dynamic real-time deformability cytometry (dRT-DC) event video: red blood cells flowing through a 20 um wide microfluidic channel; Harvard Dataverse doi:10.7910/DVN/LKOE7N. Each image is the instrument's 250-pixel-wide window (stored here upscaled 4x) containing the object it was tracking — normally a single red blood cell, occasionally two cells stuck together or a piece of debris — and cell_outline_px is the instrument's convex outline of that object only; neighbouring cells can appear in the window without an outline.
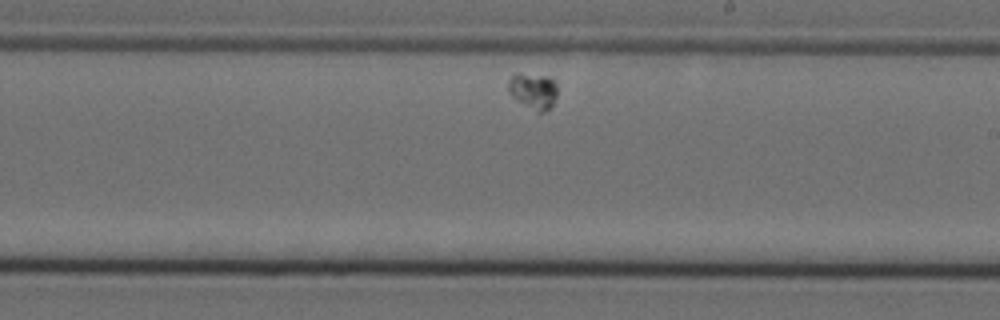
{"species": "Egyptian fruit bat (a non-hibernating species)", "species_latin": "Rousettus aegyptiacus", "temperature_condition": "cold", "stored_images_in_passage": 32, "camera_frame_rate_fps": 3000, "um_per_image_px": 0.085, "animal": {"sex": "female"}, "frame": {"image": 1, "passage_image": 19, "time_ms": 6.0, "image_size_px": [1000, 320], "cell_outline_px": [[556, 96], [552, 108], [544, 112], [536, 112], [516, 100], [508, 92], [508, 80], [512, 72], [516, 72], [544, 76], [552, 80], [556, 84]], "centroid_in_image_um": [45.28, 7.73], "position_along_channel_um": 243.7, "area_um2": 10.52}}
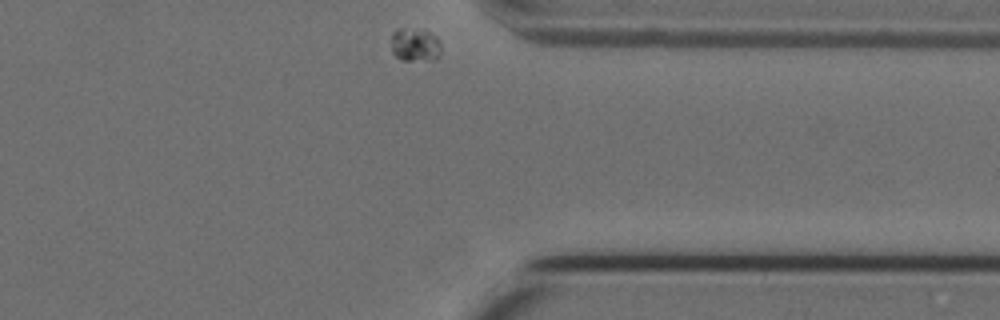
{"frame": {"image": 2, "passage_image": 32, "time_ms": 10.333, "image_size_px": [1000, 320], "cell_outline_px": [[440, 56], [436, 60], [400, 60], [392, 52], [392, 32], [396, 28], [424, 28], [436, 36], [440, 44]], "centroid_in_image_um": [35.29, 3.78], "position_along_channel_um": 376.1, "area_um2": 10.06}}